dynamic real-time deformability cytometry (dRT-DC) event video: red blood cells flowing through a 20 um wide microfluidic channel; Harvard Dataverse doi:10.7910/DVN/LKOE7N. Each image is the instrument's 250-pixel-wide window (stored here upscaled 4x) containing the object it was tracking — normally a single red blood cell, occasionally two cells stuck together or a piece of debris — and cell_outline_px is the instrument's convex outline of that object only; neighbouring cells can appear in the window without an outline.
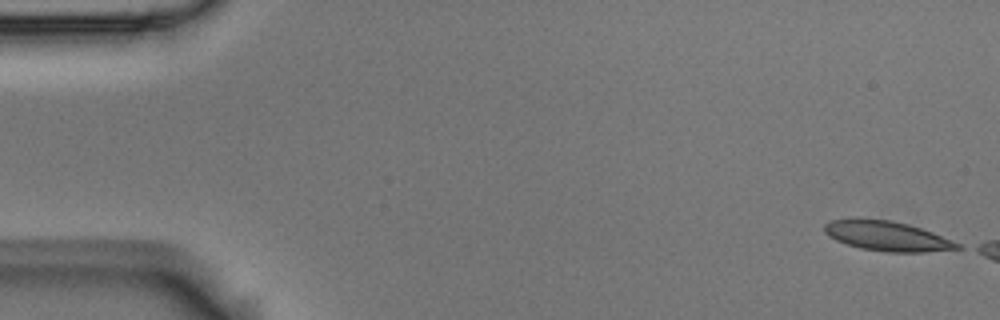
{"species": "Egyptian fruit bat (a non-hibernating species)", "species_latin": "Rousettus aegyptiacus", "temperature_condition": "room temperature", "stored_images_in_passage": 7, "camera_frame_rate_fps": 3000, "um_per_image_px": 0.085, "animal": {"sex": "male"}, "frame": {"image": 1, "passage_image": 1, "time_ms": 0.0, "image_size_px": [1000, 320], "cell_outline_px": [[964, 248], [924, 252], [888, 252], [860, 248], [836, 240], [828, 236], [824, 232], [824, 224], [832, 220], [856, 216], [860, 216], [892, 220], [908, 224], [932, 232], [960, 244]], "centroid_in_image_um": [75.34, 20.02], "position_along_channel_um": 9.7, "area_um2": 23.47}}